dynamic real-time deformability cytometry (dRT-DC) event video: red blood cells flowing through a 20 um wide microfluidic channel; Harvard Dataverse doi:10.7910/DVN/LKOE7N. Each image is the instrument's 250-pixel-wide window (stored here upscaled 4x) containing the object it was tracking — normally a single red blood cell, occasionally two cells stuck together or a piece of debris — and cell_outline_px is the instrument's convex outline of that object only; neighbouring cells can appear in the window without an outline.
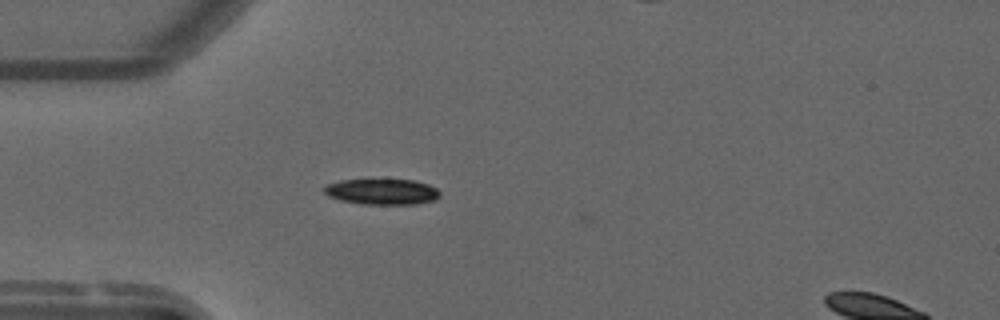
{"species": "common noctule bat (a hibernating species)", "species_latin": "Nyctalus noctula", "temperature_condition": "warm", "stored_images_in_passage": 4, "camera_frame_rate_fps": 3000, "um_per_image_px": 0.085, "animal": {"sex": "male", "forearm_length_mm": 52.5}, "frame": {"image": 1, "passage_image": 1, "time_ms": 0.0, "image_size_px": [1000, 320], "cell_outline_px": [[440, 196], [436, 200], [416, 204], [360, 204], [340, 200], [328, 196], [324, 192], [324, 188], [328, 184], [340, 180], [412, 180], [428, 184], [436, 188], [440, 192]], "centroid_in_image_um": [32.49, 16.3], "position_along_channel_um": 52.5, "area_um2": 17.34}}